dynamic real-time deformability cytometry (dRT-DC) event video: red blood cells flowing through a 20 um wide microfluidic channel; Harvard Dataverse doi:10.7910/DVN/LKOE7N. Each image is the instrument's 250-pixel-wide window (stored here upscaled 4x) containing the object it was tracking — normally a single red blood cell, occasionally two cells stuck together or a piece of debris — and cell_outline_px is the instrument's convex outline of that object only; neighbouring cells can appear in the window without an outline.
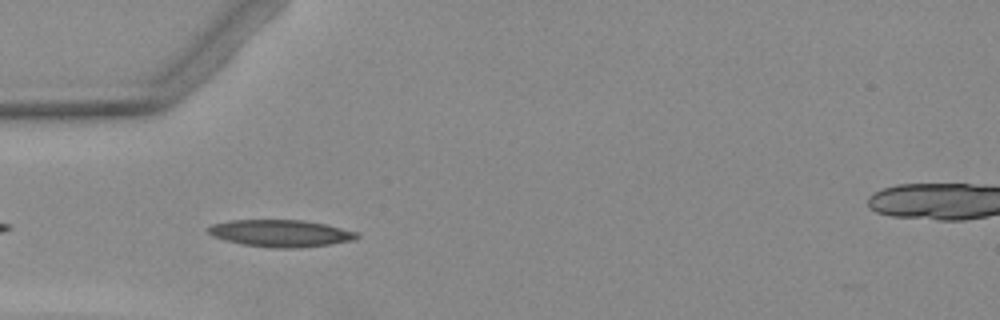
{"species": "Egyptian fruit bat (a non-hibernating species)", "species_latin": "Rousettus aegyptiacus", "temperature_condition": "warm", "stored_images_in_passage": 6, "camera_frame_rate_fps": 3000, "um_per_image_px": 0.085, "animal": {"sex": "female"}, "frame": {"image": 1, "passage_image": 4, "time_ms": 4.333, "image_size_px": [1000, 320], "cell_outline_px": [[360, 236], [356, 240], [328, 244], [296, 248], [272, 248], [244, 244], [228, 240], [216, 236], [208, 232], [208, 228], [212, 224], [232, 220], [300, 220], [324, 224], [356, 232]], "centroid_in_image_um": [23.89, 19.83], "position_along_channel_um": 61.1, "area_um2": 22.95}}
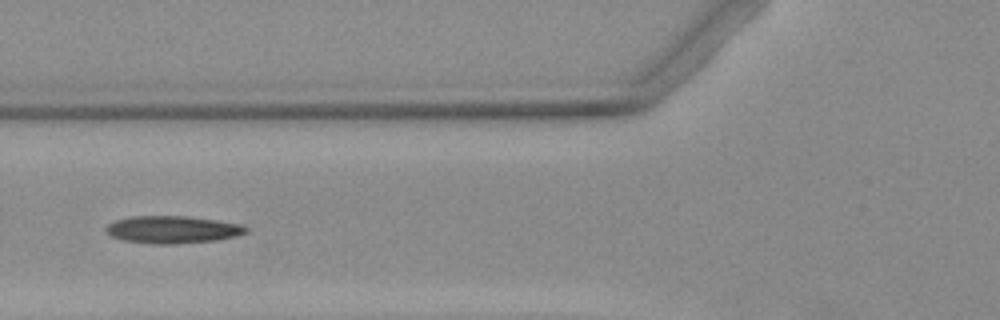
{"frame": {"image": 2, "passage_image": 5, "time_ms": 5.667, "image_size_px": [1000, 320], "cell_outline_px": [[248, 232], [236, 236], [216, 240], [176, 244], [152, 244], [124, 240], [112, 236], [104, 232], [104, 228], [108, 224], [116, 220], [132, 216], [188, 216], [216, 220], [240, 224], [248, 228]], "centroid_in_image_um": [14.65, 19.51], "position_along_channel_um": 111.2, "area_um2": 22.43}}
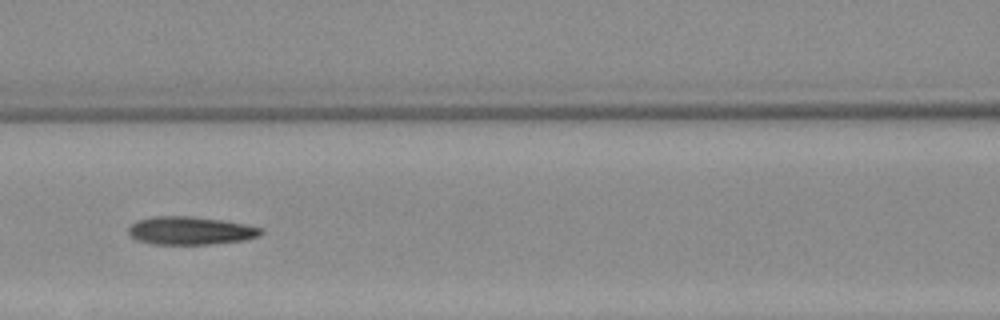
{"frame": {"image": 3, "passage_image": 6, "time_ms": 6.667, "image_size_px": [1000, 320], "cell_outline_px": [[264, 232], [260, 236], [244, 240], [208, 244], [152, 244], [136, 240], [128, 232], [128, 228], [136, 220], [152, 216], [192, 216], [220, 220], [244, 224], [260, 228]], "centroid_in_image_um": [16.15, 19.6], "position_along_channel_um": 150.4, "area_um2": 21.62}}